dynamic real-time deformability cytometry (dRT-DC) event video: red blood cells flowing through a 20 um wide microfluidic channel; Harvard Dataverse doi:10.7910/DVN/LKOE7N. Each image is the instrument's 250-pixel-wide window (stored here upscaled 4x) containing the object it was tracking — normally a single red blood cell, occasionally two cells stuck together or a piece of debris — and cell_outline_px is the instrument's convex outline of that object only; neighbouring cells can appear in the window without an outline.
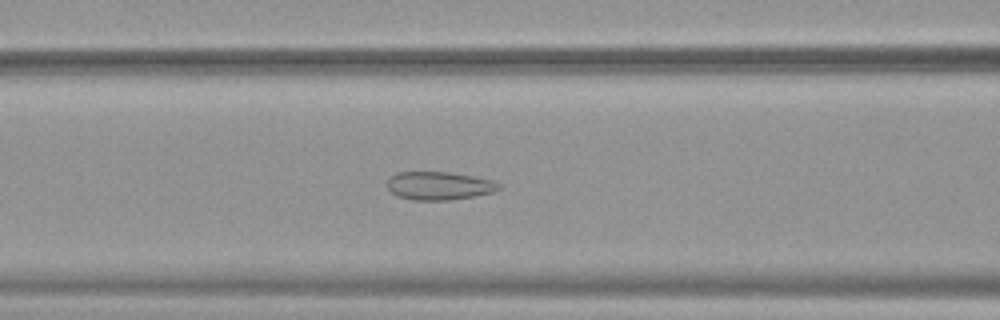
{"species": "common noctule bat (a hibernating species)", "species_latin": "Nyctalus noctula", "temperature_condition": "warm", "stored_images_in_passage": 44, "camera_frame_rate_fps": 3000, "um_per_image_px": 0.085, "animal": {"sex": "female", "body_mass_g": 19.9}, "frame": {"image": 1, "passage_image": 22, "time_ms": 7.0, "image_size_px": [1000, 320], "cell_outline_px": [[500, 188], [492, 192], [472, 196], [448, 200], [412, 200], [396, 196], [388, 188], [388, 176], [396, 172], [448, 172], [472, 176], [492, 180], [500, 184]], "centroid_in_image_um": [37.27, 15.78], "position_along_channel_um": 129.3, "area_um2": 18.26}}
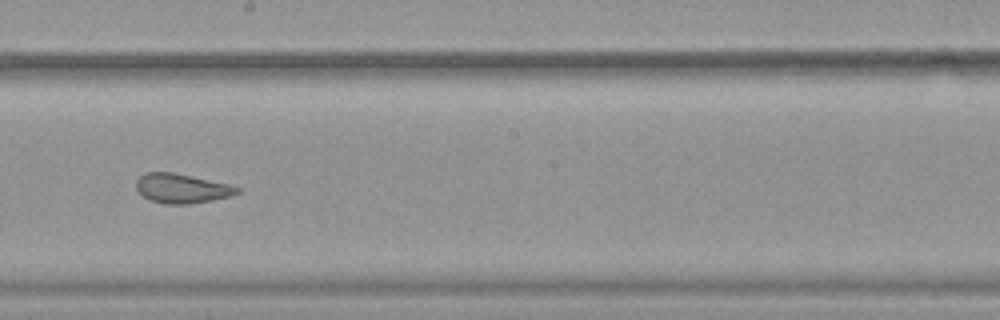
{"frame": {"image": 2, "passage_image": 30, "time_ms": 9.667, "image_size_px": [1000, 320], "cell_outline_px": [[240, 192], [232, 196], [212, 200], [188, 204], [164, 204], [152, 200], [144, 196], [136, 188], [136, 180], [144, 172], [172, 172], [228, 184], [240, 188]], "centroid_in_image_um": [15.45, 16.01], "position_along_channel_um": 232.8, "area_um2": 17.17}}
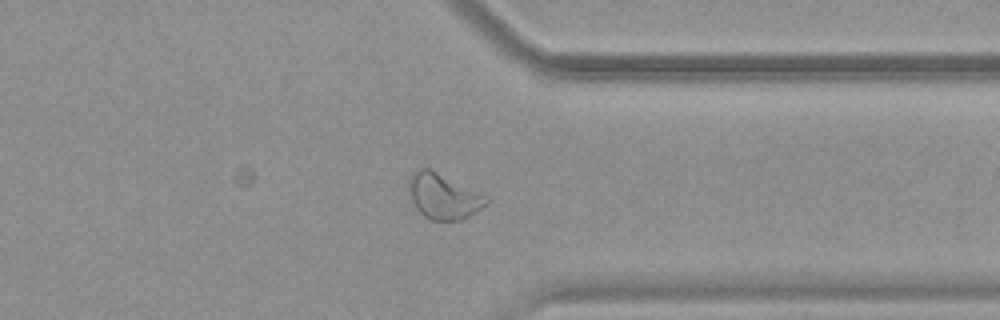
{"frame": {"image": 3, "passage_image": 41, "time_ms": 13.333, "image_size_px": [1000, 320], "cell_outline_px": [[488, 204], [468, 216], [460, 220], [432, 220], [424, 216], [416, 208], [412, 200], [408, 188], [408, 180], [412, 172], [416, 168], [432, 168], [488, 200]], "centroid_in_image_um": [37.59, 16.67], "position_along_channel_um": 373.8, "area_um2": 19.94}, "authors_computed_cell_mechanics": {"area_um2": 19.4208, "velocity_mm_per_s": 3.8954, "shape_relaxation_time_tau1_ms": null, "shape_relaxation_time_tau2_ms": 1.0045, "deformation_change_tau1": null, "deformation_change_tau2": 0.0776}}